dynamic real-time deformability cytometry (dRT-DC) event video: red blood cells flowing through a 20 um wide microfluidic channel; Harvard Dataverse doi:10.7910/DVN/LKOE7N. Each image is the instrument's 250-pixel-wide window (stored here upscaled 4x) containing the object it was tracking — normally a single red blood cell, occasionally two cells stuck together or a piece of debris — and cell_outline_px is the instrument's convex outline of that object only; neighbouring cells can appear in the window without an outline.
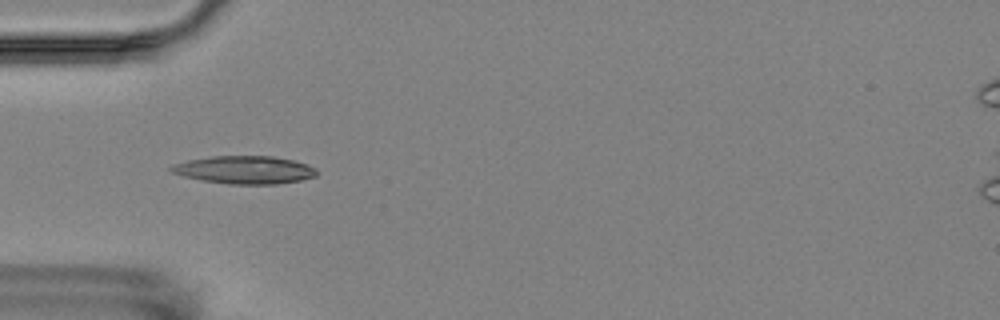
{"species": "Egyptian fruit bat (a non-hibernating species)", "species_latin": "Rousettus aegyptiacus", "temperature_condition": "room temperature", "stored_images_in_passage": 4, "camera_frame_rate_fps": 3000, "um_per_image_px": 0.085, "animal": {"sex": "female"}, "frame": {"image": 1, "passage_image": 3, "time_ms": 2.333, "image_size_px": [1000, 320], "cell_outline_px": [[316, 176], [300, 180], [276, 184], [228, 184], [200, 180], [184, 176], [172, 172], [168, 168], [176, 164], [188, 160], [212, 156], [272, 156], [292, 160], [308, 164], [316, 168]], "centroid_in_image_um": [20.8, 14.44], "position_along_channel_um": 64.2, "area_um2": 23.52}}